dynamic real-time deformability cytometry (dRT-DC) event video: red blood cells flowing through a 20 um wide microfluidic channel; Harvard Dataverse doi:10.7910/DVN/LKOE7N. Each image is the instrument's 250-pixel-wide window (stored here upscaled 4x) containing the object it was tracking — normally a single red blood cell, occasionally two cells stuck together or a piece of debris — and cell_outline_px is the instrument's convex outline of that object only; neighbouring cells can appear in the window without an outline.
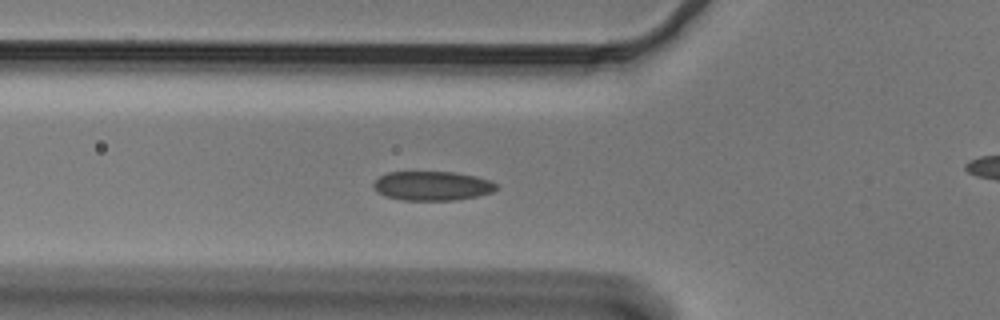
{"species": "Egyptian fruit bat (a non-hibernating species)", "species_latin": "Rousettus aegyptiacus", "temperature_condition": "cold", "stored_images_in_passage": 38, "camera_frame_rate_fps": 3000, "um_per_image_px": 0.085, "animal": {"sex": "male"}, "frame": {"image": 1, "passage_image": 2, "time_ms": 0.333, "image_size_px": [1000, 320], "cell_outline_px": [[496, 188], [492, 192], [476, 196], [456, 200], [404, 200], [384, 196], [376, 192], [372, 184], [380, 176], [388, 172], [452, 172], [476, 176], [488, 180], [496, 184]], "centroid_in_image_um": [36.69, 15.8], "position_along_channel_um": 89.1, "area_um2": 20.81}}
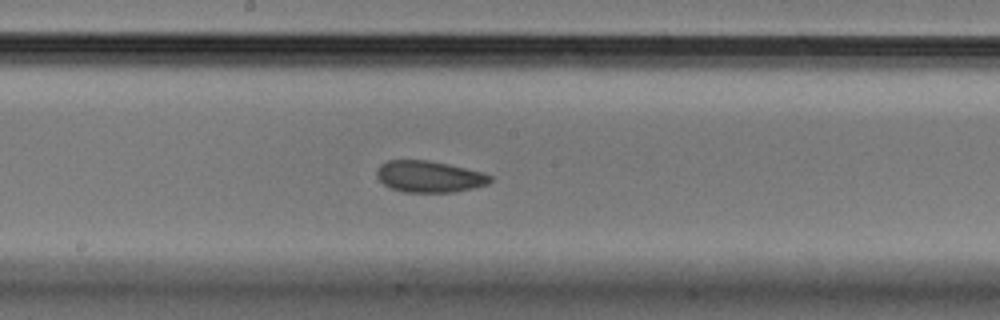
{"frame": {"image": 2, "passage_image": 12, "time_ms": 3.667, "image_size_px": [1000, 320], "cell_outline_px": [[492, 180], [488, 184], [472, 188], [452, 192], [400, 192], [384, 184], [376, 176], [376, 168], [380, 164], [388, 160], [428, 160], [448, 164], [480, 172], [492, 176]], "centroid_in_image_um": [36.44, 15.01], "position_along_channel_um": 211.8, "area_um2": 20.75}}
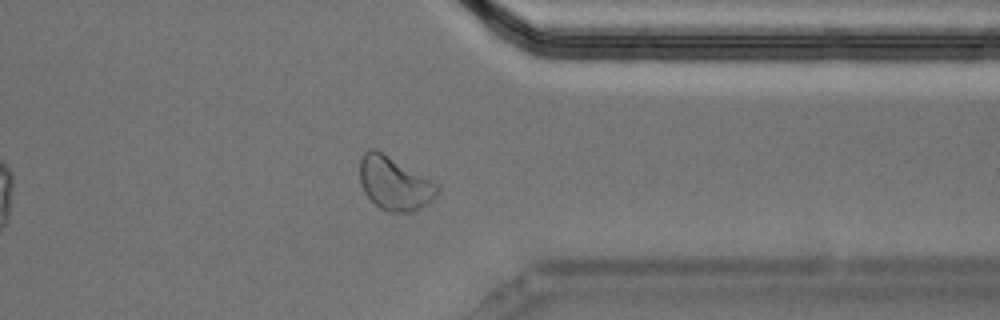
{"frame": {"image": 3, "passage_image": 26, "time_ms": 8.333, "image_size_px": [1000, 320], "cell_outline_px": [[440, 188], [436, 196], [432, 200], [420, 208], [412, 212], [388, 212], [380, 208], [364, 192], [360, 184], [360, 156], [368, 148], [376, 148], [440, 184]], "centroid_in_image_um": [33.54, 15.56], "position_along_channel_um": 377.9, "area_um2": 24.45}}